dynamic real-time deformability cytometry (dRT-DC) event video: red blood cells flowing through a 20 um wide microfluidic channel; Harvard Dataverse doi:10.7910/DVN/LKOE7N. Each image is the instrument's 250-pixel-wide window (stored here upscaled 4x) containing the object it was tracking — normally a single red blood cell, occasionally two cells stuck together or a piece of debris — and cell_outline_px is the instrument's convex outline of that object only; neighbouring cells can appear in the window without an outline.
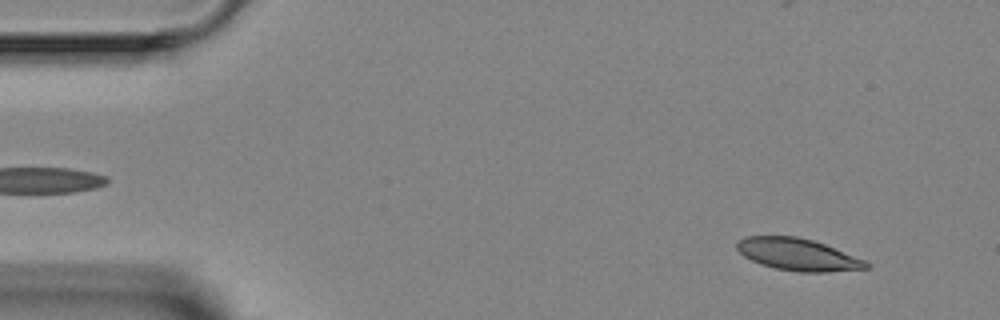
{"species": "Egyptian fruit bat (a non-hibernating species)", "species_latin": "Rousettus aegyptiacus", "temperature_condition": "room temperature", "stored_images_in_passage": 5, "camera_frame_rate_fps": 3000, "um_per_image_px": 0.085, "animal": {"sex": "female"}, "frame": {"image": 1, "passage_image": 1, "time_ms": 0.0, "image_size_px": [1000, 320], "cell_outline_px": [[868, 268], [824, 272], [800, 272], [776, 268], [760, 264], [744, 256], [736, 248], [736, 240], [744, 236], [796, 236], [812, 240], [824, 244], [864, 260], [868, 264]], "centroid_in_image_um": [67.74, 21.62], "position_along_channel_um": 17.3, "area_um2": 23.87}}
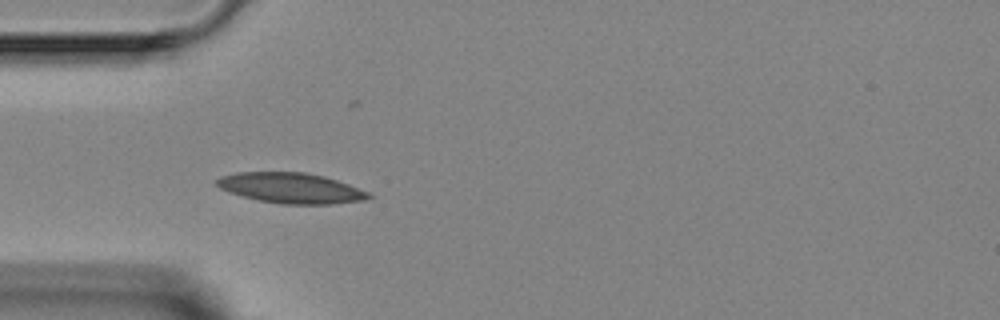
{"frame": {"image": 2, "passage_image": 4, "time_ms": 3.333, "image_size_px": [1000, 320], "cell_outline_px": [[372, 196], [368, 200], [332, 204], [280, 204], [260, 200], [228, 192], [220, 188], [216, 184], [216, 180], [220, 176], [236, 172], [304, 172], [324, 176], [348, 184], [368, 192]], "centroid_in_image_um": [24.73, 15.98], "position_along_channel_um": 60.3, "area_um2": 26.88}}
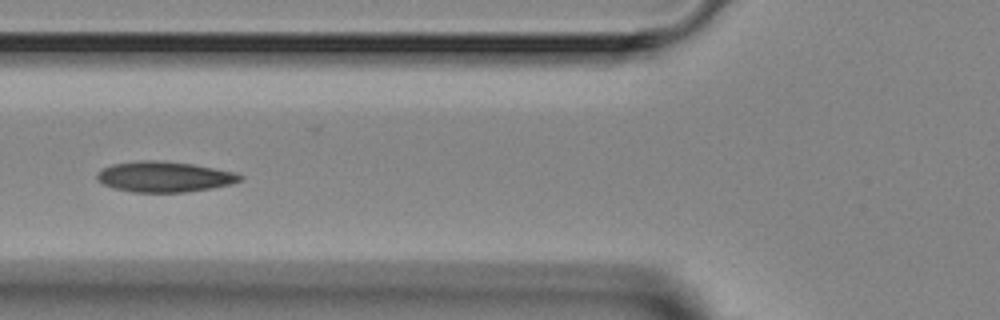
{"frame": {"image": 3, "passage_image": 5, "time_ms": 4.667, "image_size_px": [1000, 320], "cell_outline_px": [[244, 176], [240, 180], [232, 184], [212, 188], [184, 192], [132, 192], [112, 188], [96, 180], [96, 172], [112, 164], [140, 160], [156, 160], [192, 164], [236, 172]], "centroid_in_image_um": [13.95, 15.02], "position_along_channel_um": 111.9, "area_um2": 25.55}}